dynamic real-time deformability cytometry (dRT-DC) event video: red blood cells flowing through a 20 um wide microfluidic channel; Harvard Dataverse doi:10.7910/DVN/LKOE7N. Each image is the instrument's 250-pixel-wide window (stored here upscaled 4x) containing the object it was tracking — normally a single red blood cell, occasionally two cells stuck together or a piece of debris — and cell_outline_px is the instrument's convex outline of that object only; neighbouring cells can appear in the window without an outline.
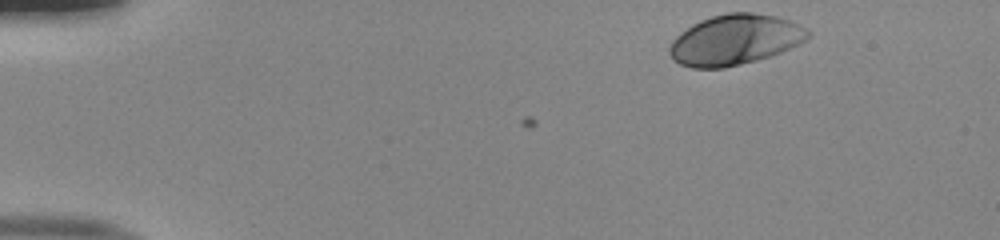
{"species": "human", "species_latin": "Homo sapiens", "temperature_condition": "room temperature", "stored_images_in_passage": 38, "camera_frame_rate_fps": 3000, "um_per_image_px": 0.085, "donor": {"sex": "male"}, "frame": {"image": 1, "passage_image": 1, "time_ms": 0.0, "image_size_px": [1000, 240], "cell_outline_px": [[812, 36], [780, 52], [756, 60], [724, 68], [692, 68], [680, 64], [672, 60], [668, 52], [668, 48], [672, 40], [680, 32], [692, 24], [700, 20], [712, 16], [728, 12], [752, 12], [776, 16], [788, 20], [808, 28], [812, 32]], "centroid_in_image_um": [62.43, 3.37], "position_along_channel_um": 22.6, "area_um2": 40.69}}
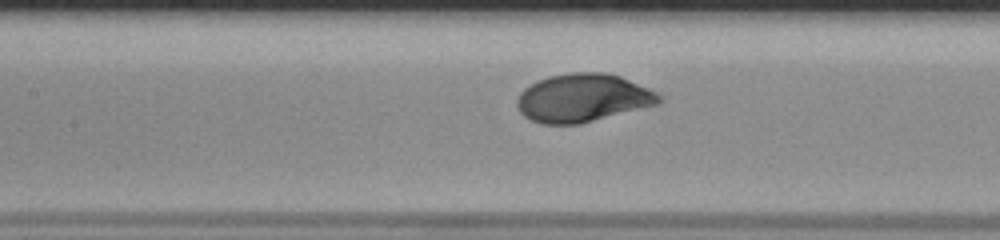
{"frame": {"image": 2, "passage_image": 19, "time_ms": 6.0, "image_size_px": [1000, 240], "cell_outline_px": [[660, 104], [580, 124], [540, 124], [524, 116], [520, 112], [516, 104], [516, 100], [520, 92], [524, 88], [536, 80], [548, 76], [568, 72], [604, 72], [620, 76], [648, 88], [656, 92], [660, 96]], "centroid_in_image_um": [49.51, 8.32], "position_along_channel_um": 157.9, "area_um2": 40.11}}
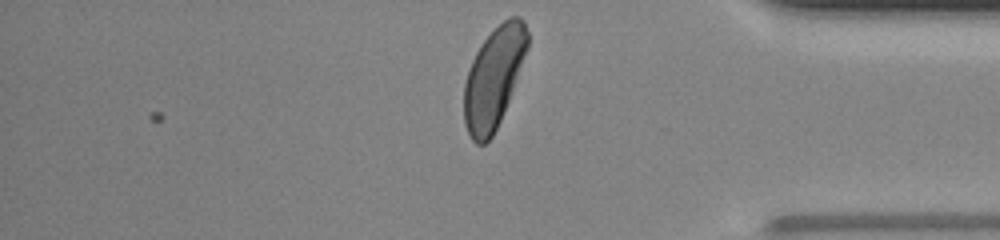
{"frame": {"image": 3, "passage_image": 38, "time_ms": 12.333, "image_size_px": [1000, 240], "cell_outline_px": [[528, 48], [508, 100], [500, 120], [492, 136], [484, 144], [476, 144], [472, 140], [464, 124], [464, 84], [472, 60], [476, 52], [484, 40], [508, 16], [520, 16], [524, 20], [528, 32]], "centroid_in_image_um": [41.96, 6.59], "position_along_channel_um": 393.2, "area_um2": 36.65}, "authors_computed_cell_mechanics": {"area_um2": 39.1595, "velocity_mm_per_s": 3.9871, "shape_relaxation_time_tau1_ms": 1.751, "shape_relaxation_time_tau2_ms": null, "deformation_change_tau1": 0.1468, "deformation_change_tau2": null}}